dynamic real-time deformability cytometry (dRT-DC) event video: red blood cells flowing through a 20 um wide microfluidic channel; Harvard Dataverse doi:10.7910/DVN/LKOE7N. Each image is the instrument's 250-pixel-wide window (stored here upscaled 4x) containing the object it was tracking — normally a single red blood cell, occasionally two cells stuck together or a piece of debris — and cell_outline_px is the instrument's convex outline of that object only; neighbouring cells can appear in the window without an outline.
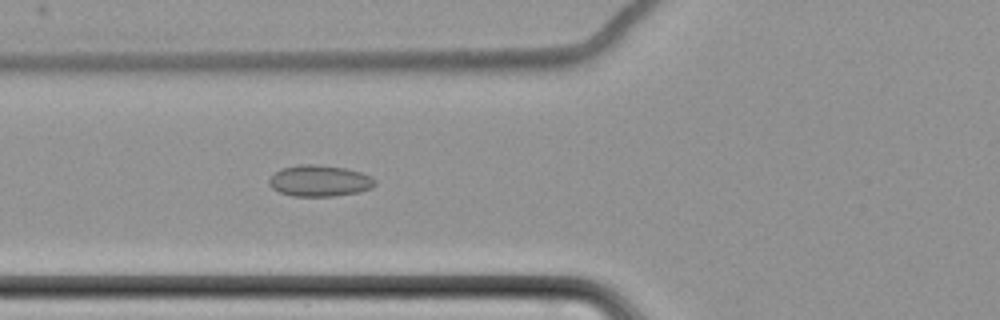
{"species": "common noctule bat (a hibernating species)", "species_latin": "Nyctalus noctula", "temperature_condition": "cold", "stored_images_in_passage": 8, "camera_frame_rate_fps": 3000, "um_per_image_px": 0.085, "animal": {"sex": "female", "body_mass_g": 22.7, "forearm_length_mm": 54.2}, "frame": {"image": 1, "passage_image": 8, "time_ms": 8.667, "image_size_px": [1000, 320], "cell_outline_px": [[376, 184], [372, 188], [360, 192], [332, 196], [292, 196], [280, 192], [272, 188], [268, 184], [268, 180], [280, 168], [300, 164], [316, 164], [348, 168], [372, 176], [376, 180]], "centroid_in_image_um": [27.18, 15.36], "position_along_channel_um": 98.6, "area_um2": 19.54}}